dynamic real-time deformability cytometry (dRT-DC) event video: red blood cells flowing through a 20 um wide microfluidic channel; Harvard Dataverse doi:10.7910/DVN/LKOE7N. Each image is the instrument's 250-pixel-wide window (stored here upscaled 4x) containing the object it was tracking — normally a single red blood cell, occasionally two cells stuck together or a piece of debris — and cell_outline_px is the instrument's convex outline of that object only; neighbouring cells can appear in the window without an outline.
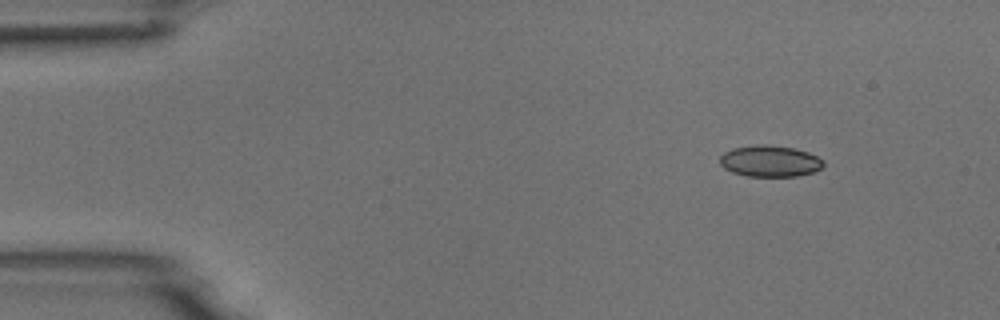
{"species": "common noctule bat (a hibernating species)", "species_latin": "Nyctalus noctula", "temperature_condition": "room temperature", "stored_images_in_passage": 7, "camera_frame_rate_fps": 3000, "um_per_image_px": 0.085, "animal": {"sex": "male", "body_mass_g": 18.8}, "frame": {"image": 1, "passage_image": 2, "time_ms": 0.333, "image_size_px": [1000, 320], "cell_outline_px": [[824, 164], [820, 168], [812, 172], [796, 176], [748, 176], [732, 172], [724, 168], [720, 164], [720, 156], [724, 152], [732, 148], [756, 144], [768, 144], [792, 148], [808, 152], [824, 160]], "centroid_in_image_um": [65.42, 13.68], "position_along_channel_um": 19.6, "area_um2": 18.9}}
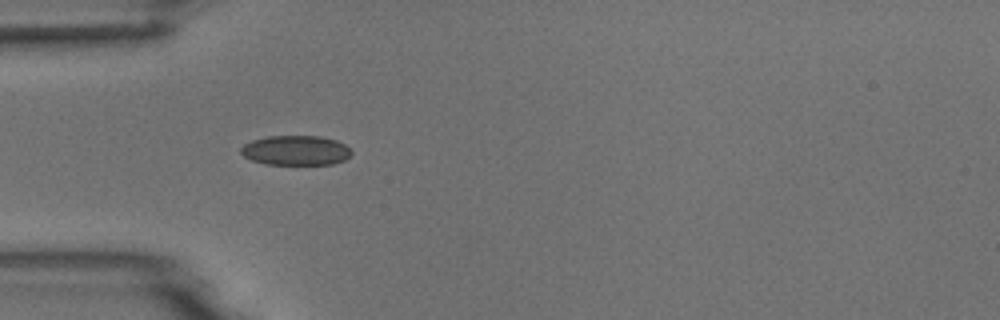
{"frame": {"image": 2, "passage_image": 5, "time_ms": 1.333, "image_size_px": [1000, 320], "cell_outline_px": [[352, 152], [344, 160], [332, 164], [264, 164], [252, 160], [244, 156], [240, 152], [240, 148], [244, 144], [252, 140], [268, 136], [320, 136], [336, 140], [344, 144]], "centroid_in_image_um": [25.11, 12.78], "position_along_channel_um": 59.9, "area_um2": 19.07}}